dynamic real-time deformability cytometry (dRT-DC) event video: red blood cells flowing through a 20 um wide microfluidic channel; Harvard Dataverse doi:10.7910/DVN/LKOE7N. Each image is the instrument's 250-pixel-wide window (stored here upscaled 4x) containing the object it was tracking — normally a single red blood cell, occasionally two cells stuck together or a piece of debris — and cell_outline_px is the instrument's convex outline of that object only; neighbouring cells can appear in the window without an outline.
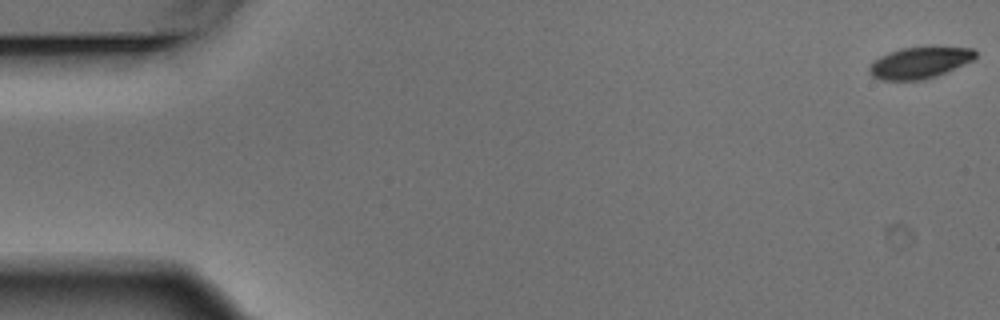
{"species": "Egyptian fruit bat (a non-hibernating species)", "species_latin": "Rousettus aegyptiacus", "temperature_condition": "warm", "stored_images_in_passage": 5, "camera_frame_rate_fps": 3000, "um_per_image_px": 0.085, "animal": {"sex": "male"}, "frame": {"image": 1, "passage_image": 1, "time_ms": 0.0, "image_size_px": [1000, 320], "cell_outline_px": [[976, 56], [972, 60], [964, 64], [936, 76], [924, 80], [880, 80], [872, 76], [868, 72], [868, 68], [872, 60], [888, 52], [900, 48], [932, 44], [976, 48]], "centroid_in_image_um": [78.18, 5.27], "position_along_channel_um": 6.8, "area_um2": 20.35}}
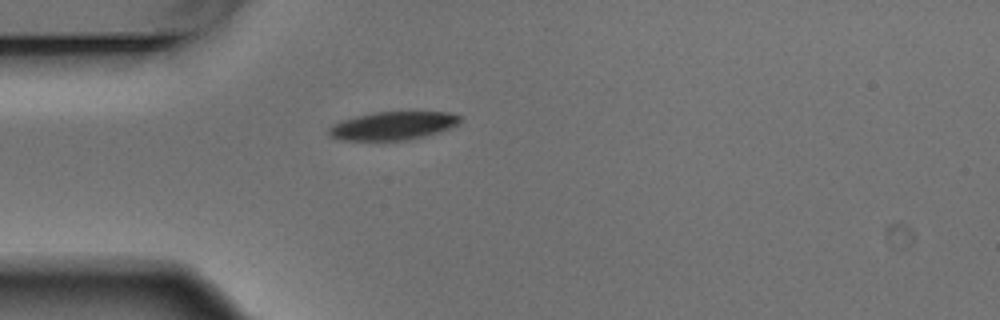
{"frame": {"image": 2, "passage_image": 5, "time_ms": 1.333, "image_size_px": [1000, 320], "cell_outline_px": [[460, 120], [456, 124], [448, 128], [424, 136], [408, 140], [344, 140], [332, 136], [328, 132], [328, 128], [332, 124], [356, 116], [372, 112], [448, 112], [460, 116]], "centroid_in_image_um": [33.37, 10.68], "position_along_channel_um": 51.6, "area_um2": 21.21}}